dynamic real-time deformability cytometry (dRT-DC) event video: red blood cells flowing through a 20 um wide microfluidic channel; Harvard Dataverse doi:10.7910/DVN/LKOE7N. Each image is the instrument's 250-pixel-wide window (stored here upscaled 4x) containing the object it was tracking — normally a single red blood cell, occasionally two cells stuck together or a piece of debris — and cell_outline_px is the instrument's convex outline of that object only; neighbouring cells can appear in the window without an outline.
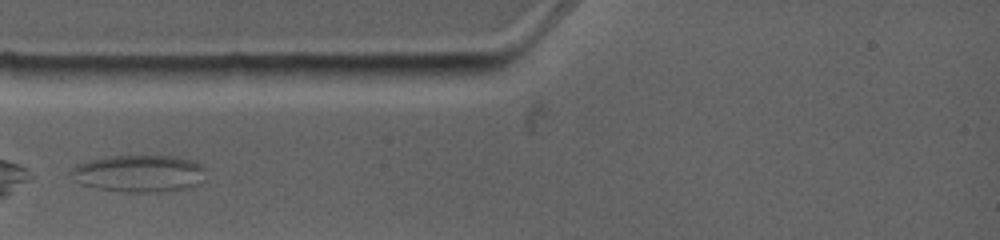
{"species": "common noctule bat (a hibernating species)", "species_latin": "Nyctalus noctula", "temperature_condition": "warm", "stored_images_in_passage": 9, "camera_frame_rate_fps": 4500, "um_per_image_px": 0.085, "animal": {"sex": "female", "body_mass_g": 19.0, "forearm_length_mm": 53.3}, "frame": {"image": 1, "passage_image": 1, "time_ms": 0.0, "image_size_px": [1000, 240], "cell_outline_px": [[204, 168], [200, 184], [188, 188], [160, 192], [124, 192], [96, 188], [84, 184], [76, 180], [68, 172], [76, 164], [108, 156], [176, 156], [192, 160], [200, 164]], "centroid_in_image_um": [11.82, 14.75], "position_along_channel_um": 73.2, "area_um2": 29.07}}
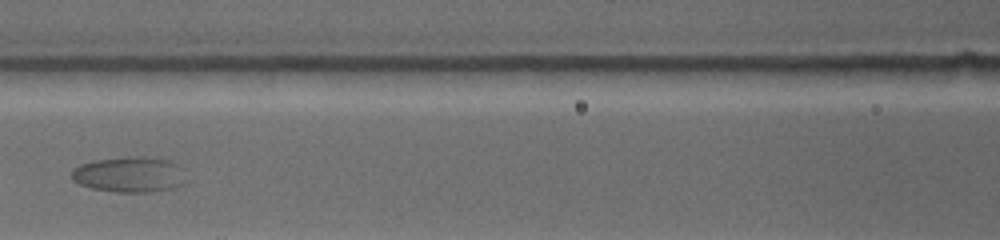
{"frame": {"image": 2, "passage_image": 4, "time_ms": 2.444, "image_size_px": [1000, 240], "cell_outline_px": [[180, 184], [176, 188], [152, 192], [116, 192], [92, 188], [80, 184], [72, 180], [72, 168], [80, 164], [96, 160], [136, 156], [144, 156], [164, 160], [176, 164]], "centroid_in_image_um": [10.86, 14.84], "position_along_channel_um": 155.7, "area_um2": 22.95}}
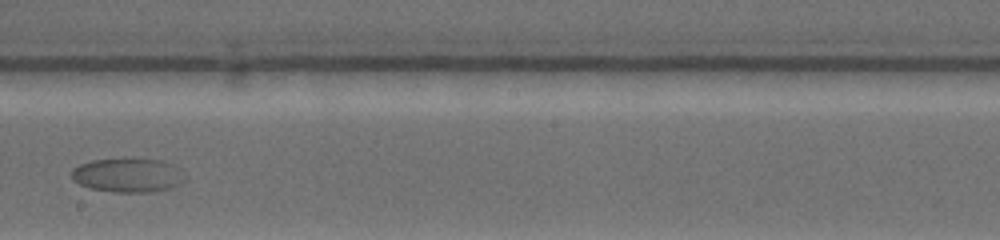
{"frame": {"image": 3, "passage_image": 7, "time_ms": 4.889, "image_size_px": [1000, 240], "cell_outline_px": [[188, 176], [180, 184], [172, 188], [152, 192], [112, 192], [88, 188], [72, 180], [72, 168], [80, 164], [96, 160], [124, 156], [128, 156], [160, 160], [172, 164]], "centroid_in_image_um": [10.89, 14.86], "position_along_channel_um": 237.3, "area_um2": 23.29}}